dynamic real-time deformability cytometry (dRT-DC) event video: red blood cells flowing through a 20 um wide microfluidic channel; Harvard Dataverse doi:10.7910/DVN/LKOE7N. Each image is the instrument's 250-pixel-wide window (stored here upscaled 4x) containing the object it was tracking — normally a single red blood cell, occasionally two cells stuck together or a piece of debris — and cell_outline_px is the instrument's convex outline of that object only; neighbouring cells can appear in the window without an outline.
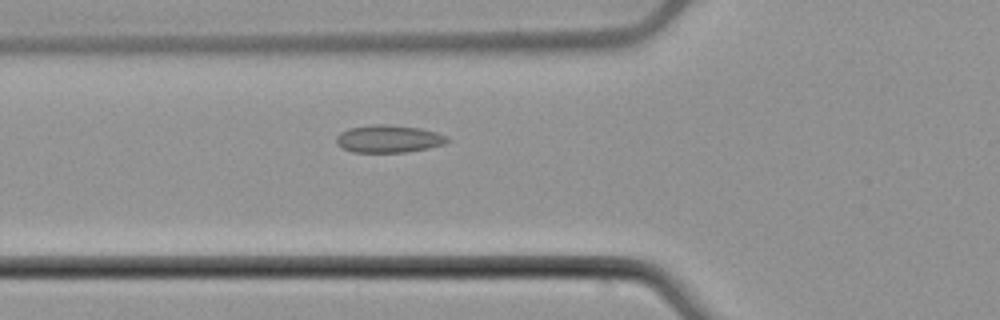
{"species": "common noctule bat (a hibernating species)", "species_latin": "Nyctalus noctula", "temperature_condition": "cold", "stored_images_in_passage": 39, "camera_frame_rate_fps": 3000, "um_per_image_px": 0.085, "animal": {"sex": "male", "body_mass_g": 21.5, "forearm_length_mm": 52.0}, "frame": {"image": 1, "passage_image": 6, "time_ms": 1.667, "image_size_px": [1000, 320], "cell_outline_px": [[448, 140], [444, 144], [428, 148], [404, 152], [352, 152], [340, 148], [336, 144], [336, 136], [340, 132], [348, 128], [372, 124], [388, 124], [420, 128], [436, 132], [448, 136]], "centroid_in_image_um": [32.98, 11.79], "position_along_channel_um": 92.8, "area_um2": 17.98}}
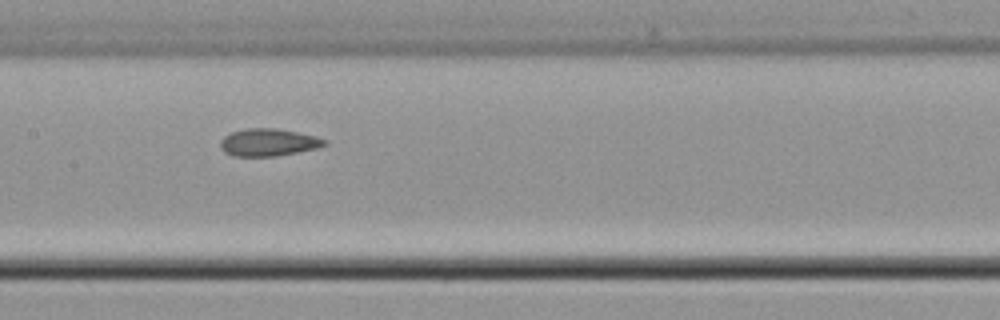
{"frame": {"image": 2, "passage_image": 13, "time_ms": 4.0, "image_size_px": [1000, 320], "cell_outline_px": [[328, 144], [316, 148], [276, 156], [232, 156], [224, 152], [220, 148], [220, 140], [224, 136], [232, 132], [248, 128], [276, 128], [316, 136], [328, 140]], "centroid_in_image_um": [22.8, 12.1], "position_along_channel_um": 184.6, "area_um2": 16.65}}
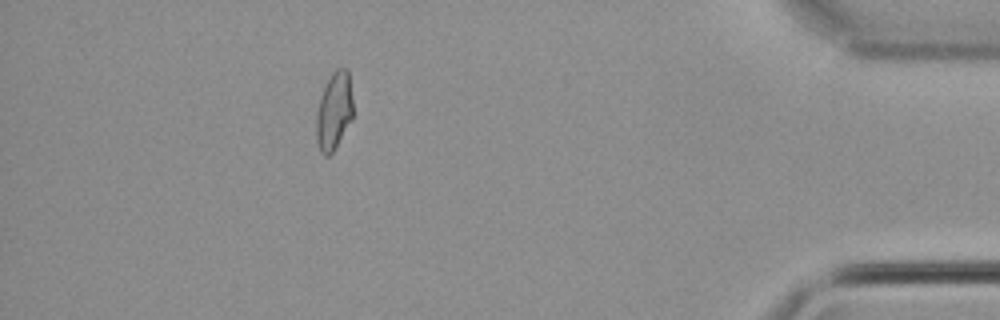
{"frame": {"image": 3, "passage_image": 34, "time_ms": 11.0, "image_size_px": [1000, 320], "cell_outline_px": [[352, 116], [332, 152], [328, 156], [324, 156], [320, 152], [316, 140], [316, 112], [320, 96], [332, 72], [336, 68], [348, 68], [352, 100]], "centroid_in_image_um": [28.36, 9.41], "position_along_channel_um": 406.8, "area_um2": 16.36}, "authors_computed_cell_mechanics": {"area_um2": 16.8198, "velocity_mm_per_s": 3.9191, "shape_relaxation_time_tau1_ms": null, "shape_relaxation_time_tau2_ms": 2.6894, "deformation_change_tau1": null, "deformation_change_tau2": 0.0678}}